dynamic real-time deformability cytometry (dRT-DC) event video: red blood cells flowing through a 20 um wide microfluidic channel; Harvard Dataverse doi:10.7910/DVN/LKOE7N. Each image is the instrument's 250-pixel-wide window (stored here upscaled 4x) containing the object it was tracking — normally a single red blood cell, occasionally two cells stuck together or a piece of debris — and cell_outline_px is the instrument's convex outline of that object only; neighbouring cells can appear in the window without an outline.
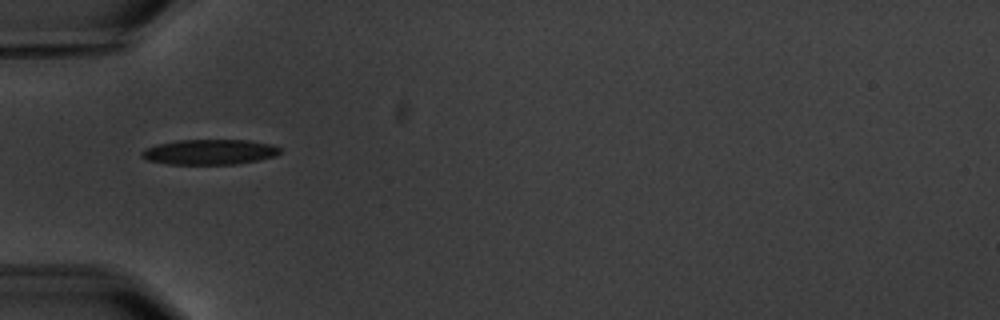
{"species": "common noctule bat (a hibernating species)", "species_latin": "Nyctalus noctula", "temperature_condition": "warm", "stored_images_in_passage": 1, "camera_frame_rate_fps": 3000, "um_per_image_px": 0.085, "animal": {"sex": "male", "body_mass_g": 20.1, "forearm_length_mm": 53.5}, "frame": {"image": 1, "passage_image": 1, "time_ms": 0.0, "image_size_px": [1000, 320], "cell_outline_px": [[280, 152], [276, 156], [236, 164], [168, 164], [148, 160], [140, 156], [140, 152], [144, 148], [156, 144], [176, 140], [248, 140], [272, 144], [280, 148]], "centroid_in_image_um": [17.77, 12.91], "position_along_channel_um": 67.2, "area_um2": 20.4}}